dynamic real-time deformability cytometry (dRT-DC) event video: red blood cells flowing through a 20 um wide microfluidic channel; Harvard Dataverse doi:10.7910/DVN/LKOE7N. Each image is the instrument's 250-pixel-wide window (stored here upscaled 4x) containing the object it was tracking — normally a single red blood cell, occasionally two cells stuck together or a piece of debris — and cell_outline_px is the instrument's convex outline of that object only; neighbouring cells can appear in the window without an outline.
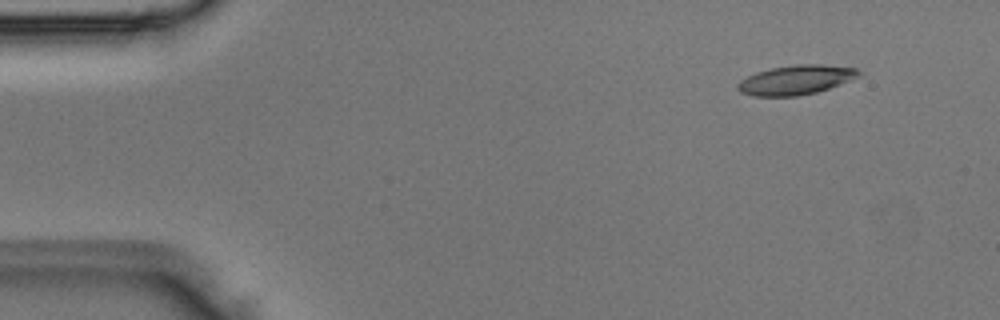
{"species": "Egyptian fruit bat (a non-hibernating species)", "species_latin": "Rousettus aegyptiacus", "temperature_condition": "room temperature", "stored_images_in_passage": 3, "camera_frame_rate_fps": 3000, "um_per_image_px": 0.085, "animal": {"sex": "male"}, "frame": {"image": 1, "passage_image": 3, "time_ms": 0.667, "image_size_px": [1000, 320], "cell_outline_px": [[860, 76], [840, 84], [816, 92], [796, 96], [752, 96], [740, 92], [736, 88], [736, 84], [740, 80], [756, 72], [772, 68], [796, 64], [820, 64], [856, 68], [860, 72]], "centroid_in_image_um": [67.62, 6.79], "position_along_channel_um": 17.4, "area_um2": 20.69}}